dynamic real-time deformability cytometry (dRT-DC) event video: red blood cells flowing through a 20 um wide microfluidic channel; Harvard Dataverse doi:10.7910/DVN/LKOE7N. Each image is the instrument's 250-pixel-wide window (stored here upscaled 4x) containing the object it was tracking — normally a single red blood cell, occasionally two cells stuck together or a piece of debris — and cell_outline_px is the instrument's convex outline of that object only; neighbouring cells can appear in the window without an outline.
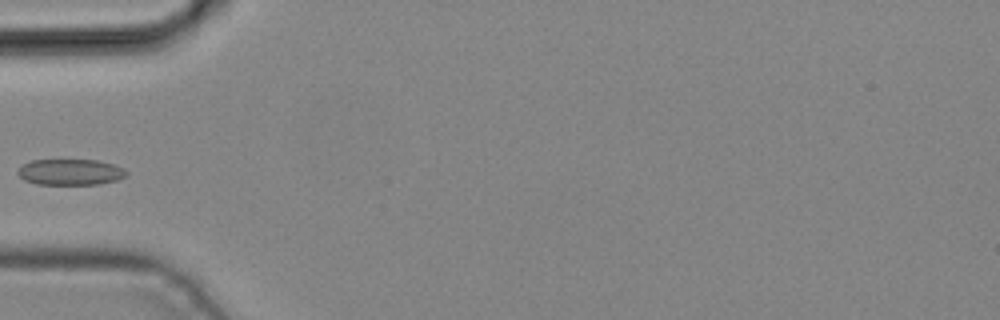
{"species": "common noctule bat (a hibernating species)", "species_latin": "Nyctalus noctula", "temperature_condition": "cold", "stored_images_in_passage": 5, "camera_frame_rate_fps": 3000, "um_per_image_px": 0.085, "animal": {"sex": "male", "body_mass_g": 19.2, "forearm_length_mm": 51.8}, "frame": {"image": 1, "passage_image": 5, "time_ms": 1.333, "image_size_px": [1000, 320], "cell_outline_px": [[128, 176], [116, 180], [100, 184], [36, 184], [24, 180], [16, 172], [20, 164], [32, 160], [96, 160], [112, 164], [124, 168], [128, 172]], "centroid_in_image_um": [5.96, 14.62], "position_along_channel_um": 79.0, "area_um2": 16.59}}